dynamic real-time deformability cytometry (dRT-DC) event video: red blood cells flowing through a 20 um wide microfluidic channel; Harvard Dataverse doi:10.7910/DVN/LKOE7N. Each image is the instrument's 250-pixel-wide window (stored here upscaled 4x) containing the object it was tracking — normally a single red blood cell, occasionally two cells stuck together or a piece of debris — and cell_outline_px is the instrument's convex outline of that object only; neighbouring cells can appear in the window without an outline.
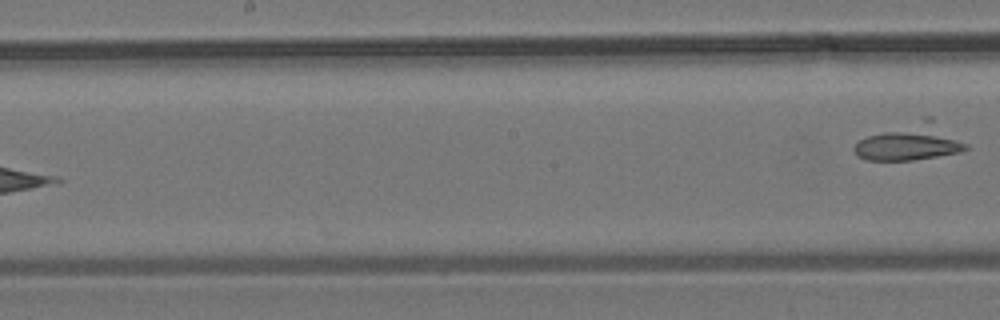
{"species": "common noctule bat (a hibernating species)", "species_latin": "Nyctalus noctula", "temperature_condition": "room temperature", "stored_images_in_passage": 8, "segment_of_instrument_passage": [2, 2], "camera_frame_rate_fps": 3000, "um_per_image_px": 0.085, "animal": {"sex": "male", "body_mass_g": 19.2, "forearm_length_mm": 51.8}, "frame": {"image": 1, "passage_image": 8, "time_ms": 8.0, "image_size_px": [1000, 320], "cell_outline_px": [[968, 148], [960, 152], [912, 160], [868, 160], [860, 156], [852, 148], [860, 140], [868, 136], [924, 116], [932, 116], [968, 144]], "centroid_in_image_um": [77.44, 12.04], "position_along_channel_um": 170.8, "area_um2": 23.76}}